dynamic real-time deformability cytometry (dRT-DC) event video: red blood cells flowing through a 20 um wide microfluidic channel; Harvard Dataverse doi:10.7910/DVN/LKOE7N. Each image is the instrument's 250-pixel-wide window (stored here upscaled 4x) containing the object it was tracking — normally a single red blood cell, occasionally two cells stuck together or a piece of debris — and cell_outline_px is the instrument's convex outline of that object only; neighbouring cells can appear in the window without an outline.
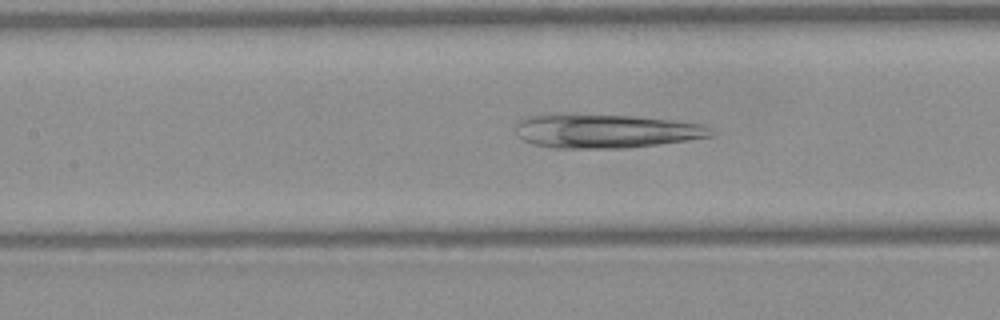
{"species": "Egyptian fruit bat (a non-hibernating species)", "species_latin": "Rousettus aegyptiacus", "temperature_condition": "warm", "stored_images_in_passage": 48, "camera_frame_rate_fps": 3000, "um_per_image_px": 0.085, "frame": {"image": 1, "passage_image": 21, "time_ms": 6.667, "image_size_px": [1000, 320], "cell_outline_px": [[712, 136], [688, 140], [660, 144], [628, 148], [556, 148], [536, 144], [524, 140], [520, 136], [516, 128], [516, 124], [520, 120], [528, 116], [548, 112], [572, 112], [636, 116], [672, 120], [700, 124], [708, 128], [712, 132]], "centroid_in_image_um": [51.41, 11.1], "position_along_channel_um": 156.0, "area_um2": 39.25}}
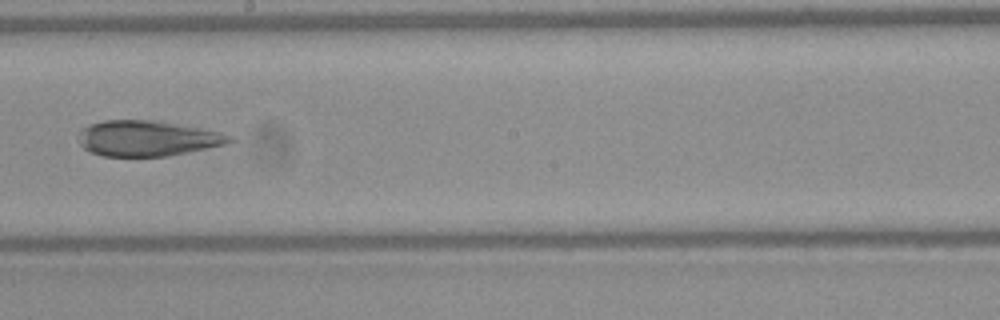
{"frame": {"image": 2, "passage_image": 27, "time_ms": 8.667, "image_size_px": [1000, 320], "cell_outline_px": [[236, 140], [228, 144], [168, 156], [100, 156], [88, 152], [76, 140], [76, 136], [80, 128], [88, 124], [104, 120], [156, 120], [200, 128], [220, 132], [232, 136]], "centroid_in_image_um": [12.47, 11.76], "position_along_channel_um": 235.7, "area_um2": 31.79}}
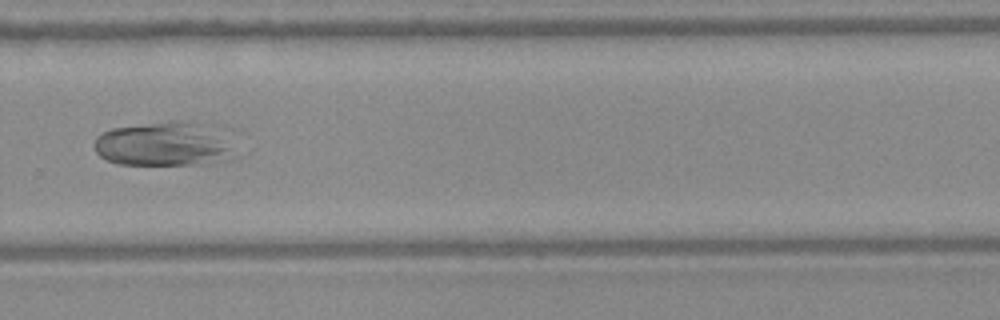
{"frame": {"image": 3, "passage_image": 33, "time_ms": 10.667, "image_size_px": [1000, 320], "cell_outline_px": [[224, 148], [204, 164], [116, 164], [104, 160], [96, 152], [92, 144], [96, 136], [100, 132], [112, 128], [176, 120], [192, 120], [212, 124]], "centroid_in_image_um": [13.55, 12.19], "position_along_channel_um": 316.2, "area_um2": 34.33}}